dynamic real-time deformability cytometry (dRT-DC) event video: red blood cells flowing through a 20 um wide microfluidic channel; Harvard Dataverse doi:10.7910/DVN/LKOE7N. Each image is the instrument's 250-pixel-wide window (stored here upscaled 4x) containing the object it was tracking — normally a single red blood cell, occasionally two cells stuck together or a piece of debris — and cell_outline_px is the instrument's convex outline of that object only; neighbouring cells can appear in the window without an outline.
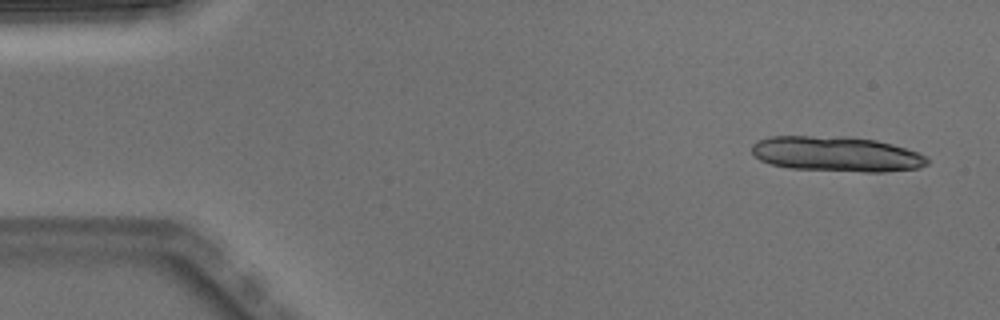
{"species": "Egyptian fruit bat (a non-hibernating species)", "species_latin": "Rousettus aegyptiacus", "temperature_condition": "warm", "stored_images_in_passage": 5, "camera_frame_rate_fps": 3000, "um_per_image_px": 0.085, "animal": {"sex": "male"}, "frame": {"image": 1, "passage_image": 1, "time_ms": 0.0, "image_size_px": [1000, 320], "cell_outline_px": [[928, 164], [920, 168], [884, 172], [864, 172], [788, 168], [772, 164], [760, 160], [752, 152], [752, 144], [756, 140], [772, 136], [848, 136], [876, 140], [892, 144], [920, 152], [928, 156]], "centroid_in_image_um": [71.14, 13.09], "position_along_channel_um": 13.9, "area_um2": 36.36}}
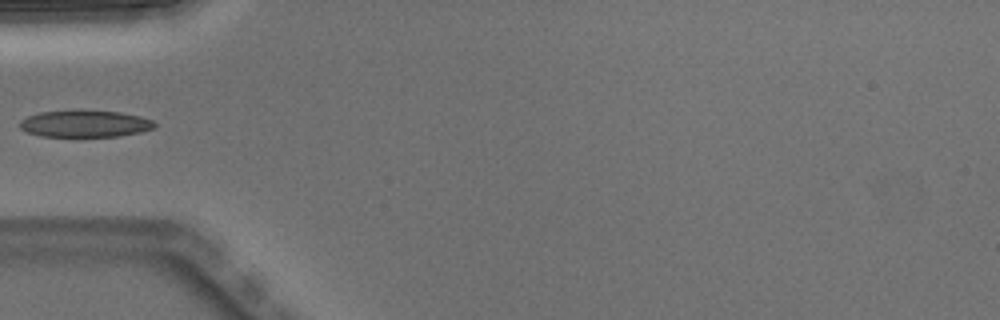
{"frame": {"image": 2, "passage_image": 5, "time_ms": 1.333, "image_size_px": [1000, 320], "cell_outline_px": [[156, 124], [152, 128], [140, 132], [120, 136], [40, 136], [28, 132], [20, 128], [20, 120], [28, 116], [40, 112], [120, 112], [140, 116], [152, 120]], "centroid_in_image_um": [7.22, 10.54], "position_along_channel_um": 77.8, "area_um2": 20.35}}